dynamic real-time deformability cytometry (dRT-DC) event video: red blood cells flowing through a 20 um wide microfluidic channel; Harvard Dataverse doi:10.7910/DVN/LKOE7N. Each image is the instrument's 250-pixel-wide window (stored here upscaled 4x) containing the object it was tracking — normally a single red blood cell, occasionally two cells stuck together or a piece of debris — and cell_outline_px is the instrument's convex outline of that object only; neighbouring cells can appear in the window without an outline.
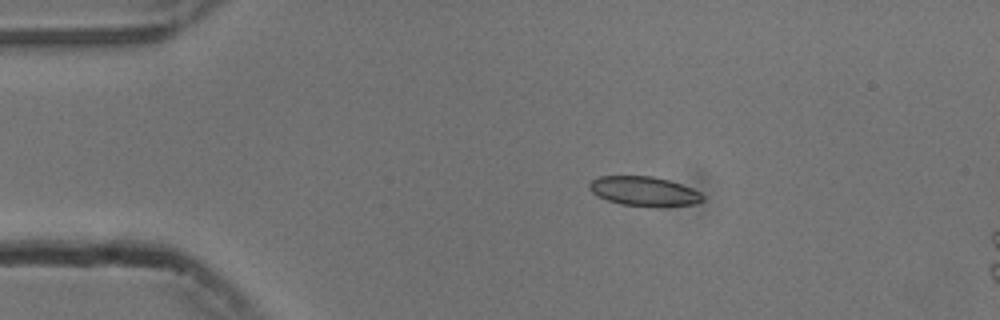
{"species": "common noctule bat (a hibernating species)", "species_latin": "Nyctalus noctula", "temperature_condition": "cold", "stored_images_in_passage": 16, "camera_frame_rate_fps": 3000, "um_per_image_px": 0.085, "animal": {"sex": "male", "body_mass_g": 13.3}, "frame": {"image": 1, "passage_image": 10, "time_ms": 3.0, "image_size_px": [1000, 320], "cell_outline_px": [[704, 200], [696, 204], [660, 208], [656, 208], [620, 204], [596, 196], [588, 188], [588, 184], [592, 180], [600, 176], [652, 176], [668, 180], [692, 188], [700, 192], [704, 196]], "centroid_in_image_um": [54.77, 16.28], "position_along_channel_um": 30.2, "area_um2": 19.88}}